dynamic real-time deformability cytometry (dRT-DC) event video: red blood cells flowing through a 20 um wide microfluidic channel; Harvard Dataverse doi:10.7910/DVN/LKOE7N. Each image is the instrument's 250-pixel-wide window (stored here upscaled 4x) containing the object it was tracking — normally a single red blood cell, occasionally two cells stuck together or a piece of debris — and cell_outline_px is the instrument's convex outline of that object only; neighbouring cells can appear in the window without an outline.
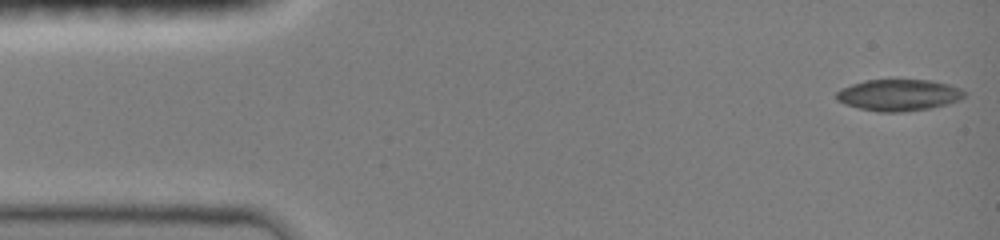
{"species": "common noctule bat (a hibernating species)", "species_latin": "Nyctalus noctula", "temperature_condition": "room temperature", "stored_images_in_passage": 9, "camera_frame_rate_fps": 3000, "um_per_image_px": 0.085, "animal": {"sex": "female", "body_mass_g": 19.0, "forearm_length_mm": 51.5}, "frame": {"image": 1, "passage_image": 1, "time_ms": 0.0, "image_size_px": [1000, 240], "cell_outline_px": [[964, 96], [960, 100], [948, 104], [932, 108], [904, 112], [876, 112], [844, 104], [836, 100], [836, 92], [840, 88], [864, 80], [928, 80], [948, 84], [960, 88], [964, 92]], "centroid_in_image_um": [76.37, 8.09], "position_along_channel_um": 8.6, "area_um2": 23.64}}
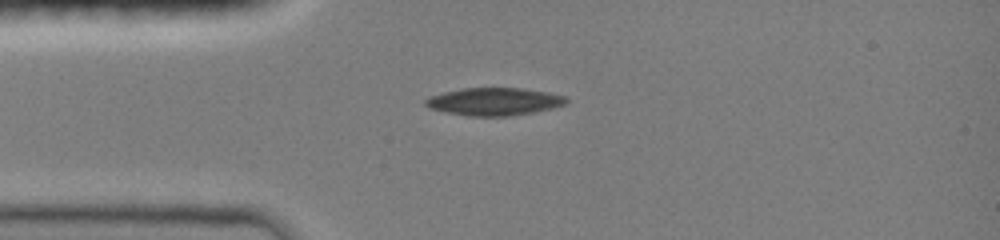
{"frame": {"image": 2, "passage_image": 8, "time_ms": 3.333, "image_size_px": [1000, 240], "cell_outline_px": [[568, 100], [564, 104], [552, 108], [512, 116], [468, 116], [444, 112], [428, 108], [424, 104], [424, 100], [428, 96], [444, 92], [464, 88], [520, 88], [548, 92], [568, 96]], "centroid_in_image_um": [41.97, 8.63], "position_along_channel_um": 43.0, "area_um2": 22.83}}